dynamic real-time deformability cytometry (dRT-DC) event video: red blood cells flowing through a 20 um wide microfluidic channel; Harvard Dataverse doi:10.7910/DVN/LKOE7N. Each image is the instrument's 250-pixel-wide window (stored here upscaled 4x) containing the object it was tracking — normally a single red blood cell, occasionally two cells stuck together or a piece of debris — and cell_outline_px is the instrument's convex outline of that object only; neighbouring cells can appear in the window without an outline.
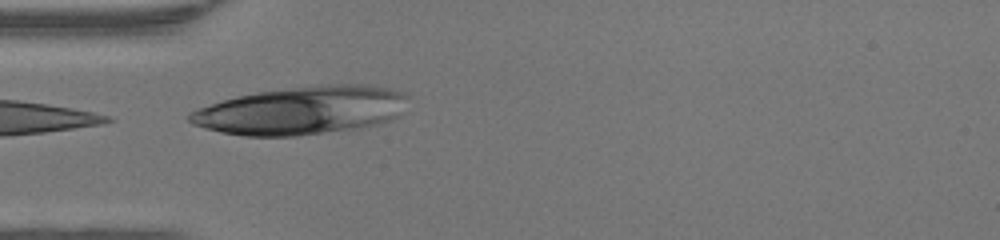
{"species": "human", "species_latin": "Homo sapiens", "temperature_condition": "warm", "stored_images_in_passage": 21, "camera_frame_rate_fps": 3000, "um_per_image_px": 0.085, "donor": {"sex": "female"}, "frame": {"image": 1, "passage_image": 1, "time_ms": 0.0, "image_size_px": [1000, 240], "cell_outline_px": [[408, 96], [400, 116], [392, 120], [360, 128], [296, 136], [244, 136], [220, 132], [204, 128], [192, 124], [188, 120], [188, 112], [196, 108], [236, 96], [260, 92], [324, 84], [372, 84], [392, 88], [404, 92]], "centroid_in_image_um": [25.66, 9.39], "position_along_channel_um": 59.3, "area_um2": 61.56}}
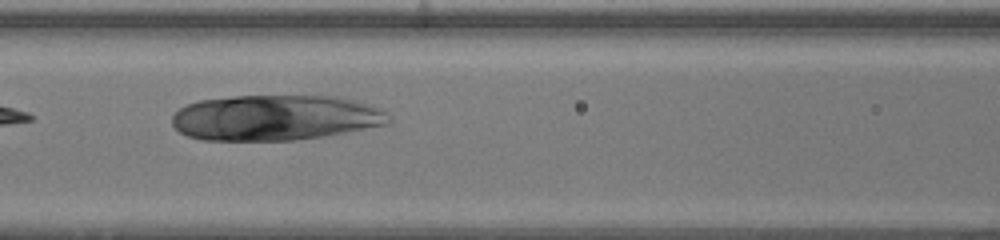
{"frame": {"image": 2, "passage_image": 7, "time_ms": 2.0, "image_size_px": [1000, 240], "cell_outline_px": [[392, 120], [388, 124], [324, 136], [296, 140], [200, 140], [188, 136], [180, 132], [172, 124], [172, 116], [180, 108], [188, 104], [200, 100], [232, 96], [336, 96], [352, 100], [380, 108]], "centroid_in_image_um": [23.37, 10.0], "position_along_channel_um": 143.2, "area_um2": 57.28}}
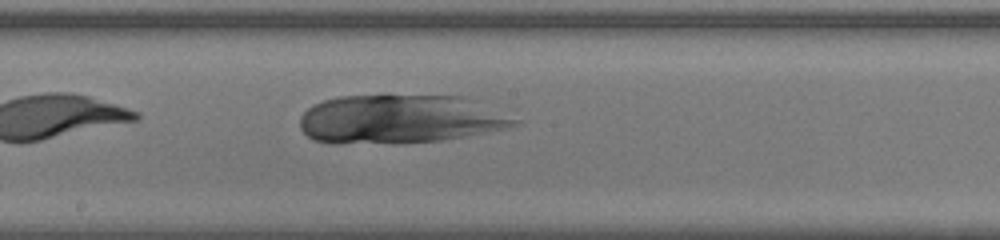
{"frame": {"image": 3, "passage_image": 12, "time_ms": 3.667, "image_size_px": [1000, 240], "cell_outline_px": [[524, 120], [520, 124], [504, 128], [444, 140], [336, 144], [328, 144], [312, 140], [300, 128], [300, 116], [312, 104], [324, 100], [340, 96], [464, 96]], "centroid_in_image_um": [34.0, 10.12], "position_along_channel_um": 214.2, "area_um2": 60.81}}